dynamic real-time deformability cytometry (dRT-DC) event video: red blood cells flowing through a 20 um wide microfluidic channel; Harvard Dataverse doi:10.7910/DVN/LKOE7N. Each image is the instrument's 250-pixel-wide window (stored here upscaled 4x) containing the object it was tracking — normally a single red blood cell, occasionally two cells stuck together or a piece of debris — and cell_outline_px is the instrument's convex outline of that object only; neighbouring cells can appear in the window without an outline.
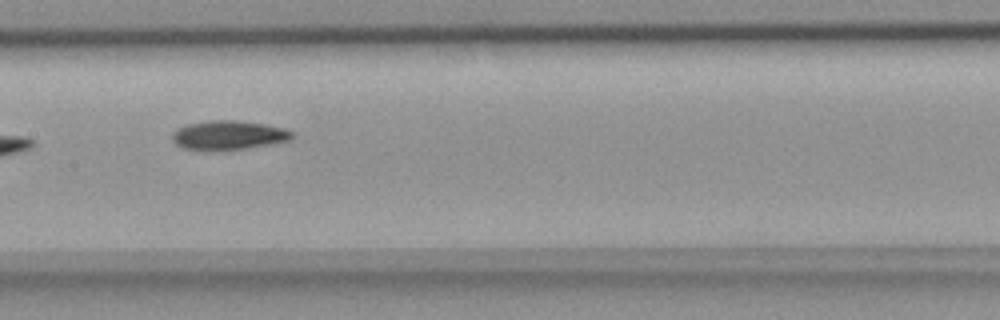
{"species": "common noctule bat (a hibernating species)", "species_latin": "Nyctalus noctula", "temperature_condition": "room temperature", "stored_images_in_passage": 22, "camera_frame_rate_fps": 3000, "um_per_image_px": 0.085, "animal": {"sex": "female", "body_mass_g": 18.4}, "frame": {"image": 1, "passage_image": 10, "time_ms": 3.0, "image_size_px": [1000, 320], "cell_outline_px": [[292, 140], [272, 144], [244, 148], [184, 148], [176, 144], [172, 140], [172, 132], [176, 128], [188, 124], [208, 120], [236, 120], [264, 124], [284, 128], [292, 132]], "centroid_in_image_um": [19.44, 11.45], "position_along_channel_um": 188.0, "area_um2": 19.77}}
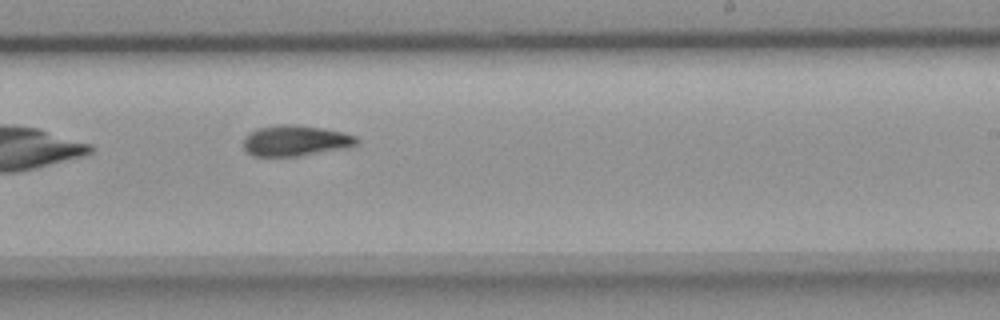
{"frame": {"image": 2, "passage_image": 16, "time_ms": 5.0, "image_size_px": [1000, 320], "cell_outline_px": [[360, 140], [356, 144], [344, 148], [300, 156], [252, 156], [244, 148], [244, 136], [248, 132], [256, 128], [284, 124], [296, 124], [324, 128], [344, 132], [356, 136]], "centroid_in_image_um": [25.1, 11.94], "position_along_channel_um": 263.9, "area_um2": 20.46}}
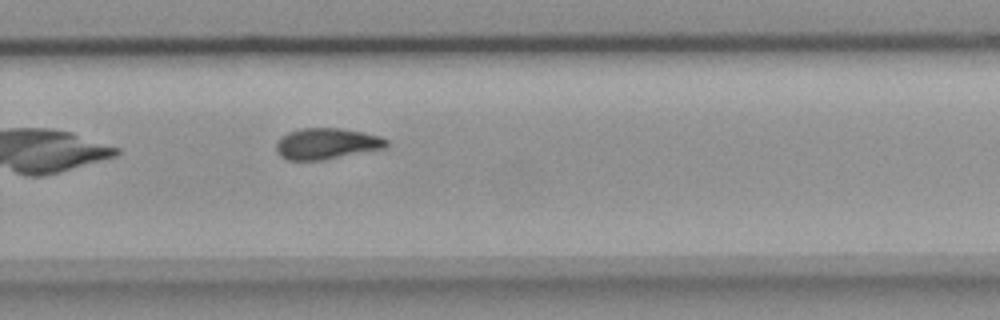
{"frame": {"image": 3, "passage_image": 19, "time_ms": 6.0, "image_size_px": [1000, 320], "cell_outline_px": [[388, 148], [320, 160], [288, 160], [280, 156], [276, 152], [276, 144], [288, 132], [300, 128], [340, 128], [364, 132], [380, 136], [388, 140]], "centroid_in_image_um": [27.8, 12.21], "position_along_channel_um": 302.0, "area_um2": 20.0}}